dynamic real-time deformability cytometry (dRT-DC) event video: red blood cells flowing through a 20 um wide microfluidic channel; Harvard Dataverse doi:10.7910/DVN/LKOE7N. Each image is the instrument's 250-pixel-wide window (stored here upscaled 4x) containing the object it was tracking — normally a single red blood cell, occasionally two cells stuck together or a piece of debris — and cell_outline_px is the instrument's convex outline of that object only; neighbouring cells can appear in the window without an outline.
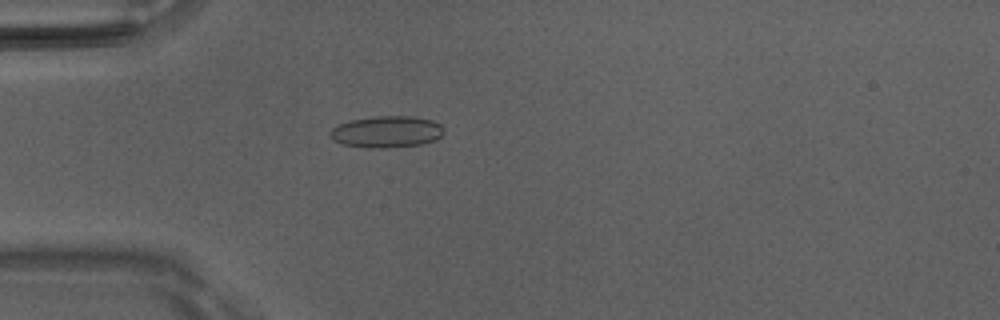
{"species": "Egyptian fruit bat (a non-hibernating species)", "species_latin": "Rousettus aegyptiacus", "temperature_condition": "room temperature", "stored_images_in_passage": 49, "camera_frame_rate_fps": 3000, "um_per_image_px": 0.085, "animal": {"sex": "male"}, "frame": {"image": 1, "passage_image": 14, "time_ms": 4.333, "image_size_px": [1000, 320], "cell_outline_px": [[444, 132], [436, 140], [420, 144], [384, 148], [364, 148], [344, 144], [332, 140], [328, 136], [328, 132], [332, 128], [340, 124], [352, 120], [376, 116], [412, 116], [432, 120], [440, 124], [444, 128]], "centroid_in_image_um": [32.85, 11.2], "position_along_channel_um": 52.2, "area_um2": 21.04}}
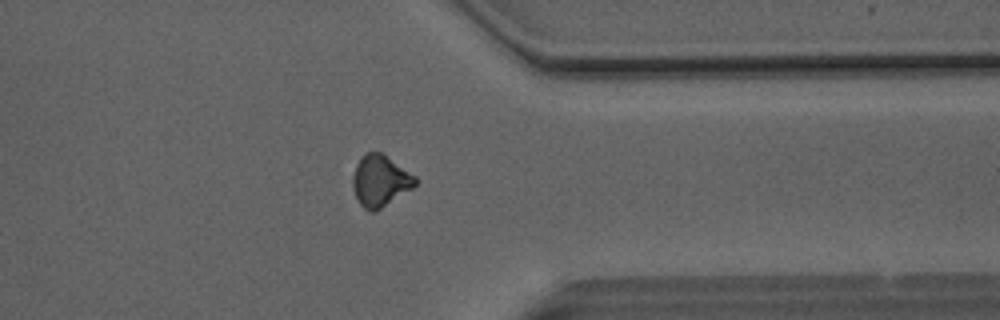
{"frame": {"image": 2, "passage_image": 39, "time_ms": 12.667, "image_size_px": [1000, 320], "cell_outline_px": [[416, 184], [412, 188], [376, 212], [368, 212], [360, 204], [352, 188], [352, 176], [356, 164], [360, 156], [368, 152], [384, 152], [416, 176]], "centroid_in_image_um": [32.3, 15.35], "position_along_channel_um": 379.1, "area_um2": 19.07}}
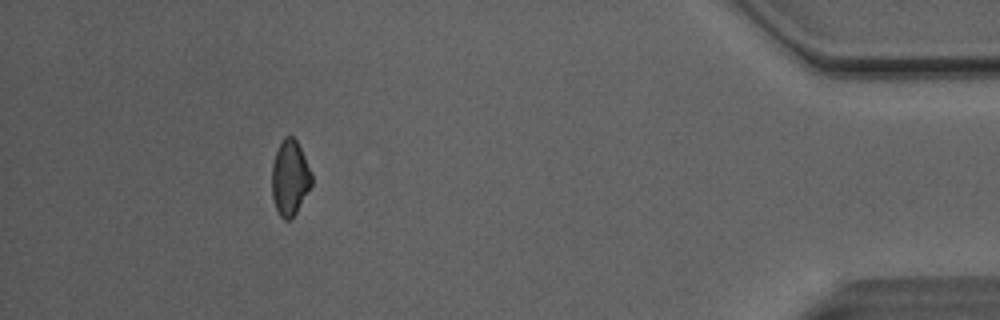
{"frame": {"image": 3, "passage_image": 45, "time_ms": 14.667, "image_size_px": [1000, 320], "cell_outline_px": [[312, 184], [296, 212], [288, 220], [284, 220], [280, 216], [276, 208], [272, 196], [272, 164], [276, 152], [284, 136], [292, 136], [296, 140], [304, 156], [312, 176]], "centroid_in_image_um": [24.63, 15.11], "position_along_channel_um": 410.6, "area_um2": 17.11}, "authors_computed_cell_mechanics": {"area_um2": 18.9584, "velocity_mm_per_s": 4.1234, "shape_relaxation_time_tau1_ms": 6.6642, "shape_relaxation_time_tau2_ms": 3.0068, "deformation_change_tau1": 0.1097, "deformation_change_tau2": 0.0904}}